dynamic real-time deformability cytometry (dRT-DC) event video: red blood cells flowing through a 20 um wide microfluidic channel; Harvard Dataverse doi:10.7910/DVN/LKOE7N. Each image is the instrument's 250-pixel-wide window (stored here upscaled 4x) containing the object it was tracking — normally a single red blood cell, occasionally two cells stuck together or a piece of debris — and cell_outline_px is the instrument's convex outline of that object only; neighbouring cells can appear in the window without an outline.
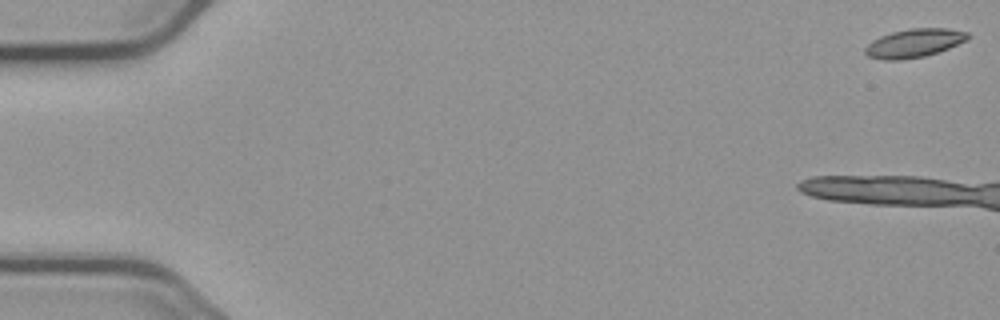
{"species": "common noctule bat (a hibernating species)", "species_latin": "Nyctalus noctula", "temperature_condition": "cold", "stored_images_in_passage": 11, "camera_frame_rate_fps": 3000, "um_per_image_px": 0.085, "animal": {"sex": "male", "body_mass_g": 23.1, "forearm_length_mm": 52.7}, "frame": {"image": 1, "passage_image": 1, "time_ms": 0.0, "image_size_px": [1000, 320], "cell_outline_px": [[972, 36], [968, 40], [948, 48], [924, 56], [900, 60], [888, 60], [868, 56], [864, 52], [864, 48], [872, 40], [880, 36], [892, 32], [908, 28], [948, 28], [968, 32]], "centroid_in_image_um": [77.72, 3.65], "position_along_channel_um": 7.3, "area_um2": 17.11}}